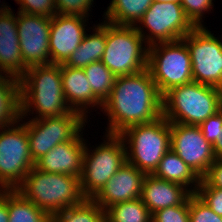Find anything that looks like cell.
<instances>
[{
    "mask_svg": "<svg viewBox=\"0 0 222 222\" xmlns=\"http://www.w3.org/2000/svg\"><path fill=\"white\" fill-rule=\"evenodd\" d=\"M163 96L149 70L117 76L101 111L108 116L106 134L119 135L126 128L149 123L162 116Z\"/></svg>",
    "mask_w": 222,
    "mask_h": 222,
    "instance_id": "obj_1",
    "label": "cell"
},
{
    "mask_svg": "<svg viewBox=\"0 0 222 222\" xmlns=\"http://www.w3.org/2000/svg\"><path fill=\"white\" fill-rule=\"evenodd\" d=\"M19 81L20 119H24L29 113L38 114L32 119H39L62 116L74 111L64 97L60 64L29 67Z\"/></svg>",
    "mask_w": 222,
    "mask_h": 222,
    "instance_id": "obj_2",
    "label": "cell"
},
{
    "mask_svg": "<svg viewBox=\"0 0 222 222\" xmlns=\"http://www.w3.org/2000/svg\"><path fill=\"white\" fill-rule=\"evenodd\" d=\"M222 109V89L190 82L163 95L162 115L170 123L199 126Z\"/></svg>",
    "mask_w": 222,
    "mask_h": 222,
    "instance_id": "obj_3",
    "label": "cell"
},
{
    "mask_svg": "<svg viewBox=\"0 0 222 222\" xmlns=\"http://www.w3.org/2000/svg\"><path fill=\"white\" fill-rule=\"evenodd\" d=\"M15 190L50 217L63 209L80 204L85 199L80 189V178L48 173L35 167Z\"/></svg>",
    "mask_w": 222,
    "mask_h": 222,
    "instance_id": "obj_4",
    "label": "cell"
},
{
    "mask_svg": "<svg viewBox=\"0 0 222 222\" xmlns=\"http://www.w3.org/2000/svg\"><path fill=\"white\" fill-rule=\"evenodd\" d=\"M119 136L125 144L126 162L145 174H153L170 150V122L163 115L155 121L130 126Z\"/></svg>",
    "mask_w": 222,
    "mask_h": 222,
    "instance_id": "obj_5",
    "label": "cell"
},
{
    "mask_svg": "<svg viewBox=\"0 0 222 222\" xmlns=\"http://www.w3.org/2000/svg\"><path fill=\"white\" fill-rule=\"evenodd\" d=\"M148 50L149 45H146L135 26L115 25L106 21V48L101 62L114 75H133L145 70Z\"/></svg>",
    "mask_w": 222,
    "mask_h": 222,
    "instance_id": "obj_6",
    "label": "cell"
},
{
    "mask_svg": "<svg viewBox=\"0 0 222 222\" xmlns=\"http://www.w3.org/2000/svg\"><path fill=\"white\" fill-rule=\"evenodd\" d=\"M99 146H85L80 189L85 199H93L107 181L126 163V148L119 135L105 134ZM92 151V152H91Z\"/></svg>",
    "mask_w": 222,
    "mask_h": 222,
    "instance_id": "obj_7",
    "label": "cell"
},
{
    "mask_svg": "<svg viewBox=\"0 0 222 222\" xmlns=\"http://www.w3.org/2000/svg\"><path fill=\"white\" fill-rule=\"evenodd\" d=\"M147 69L162 96L173 87L193 82L190 53L182 39L150 45Z\"/></svg>",
    "mask_w": 222,
    "mask_h": 222,
    "instance_id": "obj_8",
    "label": "cell"
},
{
    "mask_svg": "<svg viewBox=\"0 0 222 222\" xmlns=\"http://www.w3.org/2000/svg\"><path fill=\"white\" fill-rule=\"evenodd\" d=\"M34 165L29 150L27 129L22 119L1 127L0 186L5 190L16 189Z\"/></svg>",
    "mask_w": 222,
    "mask_h": 222,
    "instance_id": "obj_9",
    "label": "cell"
},
{
    "mask_svg": "<svg viewBox=\"0 0 222 222\" xmlns=\"http://www.w3.org/2000/svg\"><path fill=\"white\" fill-rule=\"evenodd\" d=\"M87 120L82 113L70 111L62 116L24 121L34 163L57 144L74 140L84 130Z\"/></svg>",
    "mask_w": 222,
    "mask_h": 222,
    "instance_id": "obj_10",
    "label": "cell"
},
{
    "mask_svg": "<svg viewBox=\"0 0 222 222\" xmlns=\"http://www.w3.org/2000/svg\"><path fill=\"white\" fill-rule=\"evenodd\" d=\"M143 27L148 30L149 34L144 31ZM195 27L186 16L181 3L155 0L135 25L136 30L149 46L160 42L181 40Z\"/></svg>",
    "mask_w": 222,
    "mask_h": 222,
    "instance_id": "obj_11",
    "label": "cell"
},
{
    "mask_svg": "<svg viewBox=\"0 0 222 222\" xmlns=\"http://www.w3.org/2000/svg\"><path fill=\"white\" fill-rule=\"evenodd\" d=\"M182 40L190 53L193 81L222 89V40L205 26L195 27Z\"/></svg>",
    "mask_w": 222,
    "mask_h": 222,
    "instance_id": "obj_12",
    "label": "cell"
},
{
    "mask_svg": "<svg viewBox=\"0 0 222 222\" xmlns=\"http://www.w3.org/2000/svg\"><path fill=\"white\" fill-rule=\"evenodd\" d=\"M170 134V149L202 178L217 158L213 145L204 138L200 127L170 123Z\"/></svg>",
    "mask_w": 222,
    "mask_h": 222,
    "instance_id": "obj_13",
    "label": "cell"
},
{
    "mask_svg": "<svg viewBox=\"0 0 222 222\" xmlns=\"http://www.w3.org/2000/svg\"><path fill=\"white\" fill-rule=\"evenodd\" d=\"M51 18L17 12V31L23 57V74L29 67L50 64Z\"/></svg>",
    "mask_w": 222,
    "mask_h": 222,
    "instance_id": "obj_14",
    "label": "cell"
},
{
    "mask_svg": "<svg viewBox=\"0 0 222 222\" xmlns=\"http://www.w3.org/2000/svg\"><path fill=\"white\" fill-rule=\"evenodd\" d=\"M87 20L89 19L80 15L55 14L51 18L50 63L64 64L68 60L86 35Z\"/></svg>",
    "mask_w": 222,
    "mask_h": 222,
    "instance_id": "obj_15",
    "label": "cell"
},
{
    "mask_svg": "<svg viewBox=\"0 0 222 222\" xmlns=\"http://www.w3.org/2000/svg\"><path fill=\"white\" fill-rule=\"evenodd\" d=\"M145 176L136 166L126 162L93 200L106 211L115 204L138 199Z\"/></svg>",
    "mask_w": 222,
    "mask_h": 222,
    "instance_id": "obj_16",
    "label": "cell"
},
{
    "mask_svg": "<svg viewBox=\"0 0 222 222\" xmlns=\"http://www.w3.org/2000/svg\"><path fill=\"white\" fill-rule=\"evenodd\" d=\"M81 132L74 140L57 144L35 162L40 171L81 178L86 140Z\"/></svg>",
    "mask_w": 222,
    "mask_h": 222,
    "instance_id": "obj_17",
    "label": "cell"
},
{
    "mask_svg": "<svg viewBox=\"0 0 222 222\" xmlns=\"http://www.w3.org/2000/svg\"><path fill=\"white\" fill-rule=\"evenodd\" d=\"M60 70L64 97L72 110L88 118L87 114H90L88 108L103 107V102L92 92L83 68L60 64Z\"/></svg>",
    "mask_w": 222,
    "mask_h": 222,
    "instance_id": "obj_18",
    "label": "cell"
},
{
    "mask_svg": "<svg viewBox=\"0 0 222 222\" xmlns=\"http://www.w3.org/2000/svg\"><path fill=\"white\" fill-rule=\"evenodd\" d=\"M8 9L0 13V74L20 78L23 75V57L17 31V16Z\"/></svg>",
    "mask_w": 222,
    "mask_h": 222,
    "instance_id": "obj_19",
    "label": "cell"
},
{
    "mask_svg": "<svg viewBox=\"0 0 222 222\" xmlns=\"http://www.w3.org/2000/svg\"><path fill=\"white\" fill-rule=\"evenodd\" d=\"M192 193L183 185L146 174L141 200L153 214L157 210L181 205Z\"/></svg>",
    "mask_w": 222,
    "mask_h": 222,
    "instance_id": "obj_20",
    "label": "cell"
},
{
    "mask_svg": "<svg viewBox=\"0 0 222 222\" xmlns=\"http://www.w3.org/2000/svg\"><path fill=\"white\" fill-rule=\"evenodd\" d=\"M153 175L166 181L181 184L191 193H196L201 180L171 149L165 153Z\"/></svg>",
    "mask_w": 222,
    "mask_h": 222,
    "instance_id": "obj_21",
    "label": "cell"
},
{
    "mask_svg": "<svg viewBox=\"0 0 222 222\" xmlns=\"http://www.w3.org/2000/svg\"><path fill=\"white\" fill-rule=\"evenodd\" d=\"M95 27V28H94ZM93 33H86L78 48L64 63L73 68H84L88 64L101 61L106 48V21L93 26Z\"/></svg>",
    "mask_w": 222,
    "mask_h": 222,
    "instance_id": "obj_22",
    "label": "cell"
},
{
    "mask_svg": "<svg viewBox=\"0 0 222 222\" xmlns=\"http://www.w3.org/2000/svg\"><path fill=\"white\" fill-rule=\"evenodd\" d=\"M20 118V81L8 74H0V128Z\"/></svg>",
    "mask_w": 222,
    "mask_h": 222,
    "instance_id": "obj_23",
    "label": "cell"
},
{
    "mask_svg": "<svg viewBox=\"0 0 222 222\" xmlns=\"http://www.w3.org/2000/svg\"><path fill=\"white\" fill-rule=\"evenodd\" d=\"M152 3L153 0H111L103 16L115 25L135 26Z\"/></svg>",
    "mask_w": 222,
    "mask_h": 222,
    "instance_id": "obj_24",
    "label": "cell"
},
{
    "mask_svg": "<svg viewBox=\"0 0 222 222\" xmlns=\"http://www.w3.org/2000/svg\"><path fill=\"white\" fill-rule=\"evenodd\" d=\"M8 222H51V217L26 200L18 191L8 190Z\"/></svg>",
    "mask_w": 222,
    "mask_h": 222,
    "instance_id": "obj_25",
    "label": "cell"
},
{
    "mask_svg": "<svg viewBox=\"0 0 222 222\" xmlns=\"http://www.w3.org/2000/svg\"><path fill=\"white\" fill-rule=\"evenodd\" d=\"M106 212L93 199L68 207L51 217V222H105Z\"/></svg>",
    "mask_w": 222,
    "mask_h": 222,
    "instance_id": "obj_26",
    "label": "cell"
},
{
    "mask_svg": "<svg viewBox=\"0 0 222 222\" xmlns=\"http://www.w3.org/2000/svg\"><path fill=\"white\" fill-rule=\"evenodd\" d=\"M105 212L108 222H152V214L141 198L115 204Z\"/></svg>",
    "mask_w": 222,
    "mask_h": 222,
    "instance_id": "obj_27",
    "label": "cell"
},
{
    "mask_svg": "<svg viewBox=\"0 0 222 222\" xmlns=\"http://www.w3.org/2000/svg\"><path fill=\"white\" fill-rule=\"evenodd\" d=\"M83 70L91 85L92 92L104 102L110 96L117 76L101 61L88 64Z\"/></svg>",
    "mask_w": 222,
    "mask_h": 222,
    "instance_id": "obj_28",
    "label": "cell"
},
{
    "mask_svg": "<svg viewBox=\"0 0 222 222\" xmlns=\"http://www.w3.org/2000/svg\"><path fill=\"white\" fill-rule=\"evenodd\" d=\"M189 222H222V217L192 193L189 196Z\"/></svg>",
    "mask_w": 222,
    "mask_h": 222,
    "instance_id": "obj_29",
    "label": "cell"
},
{
    "mask_svg": "<svg viewBox=\"0 0 222 222\" xmlns=\"http://www.w3.org/2000/svg\"><path fill=\"white\" fill-rule=\"evenodd\" d=\"M152 222H189V197L181 205L157 210Z\"/></svg>",
    "mask_w": 222,
    "mask_h": 222,
    "instance_id": "obj_30",
    "label": "cell"
},
{
    "mask_svg": "<svg viewBox=\"0 0 222 222\" xmlns=\"http://www.w3.org/2000/svg\"><path fill=\"white\" fill-rule=\"evenodd\" d=\"M212 1L213 0H181V5L190 21L196 27H202L204 26L202 24L204 13H208V11L211 12L213 8L214 3Z\"/></svg>",
    "mask_w": 222,
    "mask_h": 222,
    "instance_id": "obj_31",
    "label": "cell"
},
{
    "mask_svg": "<svg viewBox=\"0 0 222 222\" xmlns=\"http://www.w3.org/2000/svg\"><path fill=\"white\" fill-rule=\"evenodd\" d=\"M93 2L94 0H54V5L56 14L80 15L89 18Z\"/></svg>",
    "mask_w": 222,
    "mask_h": 222,
    "instance_id": "obj_32",
    "label": "cell"
},
{
    "mask_svg": "<svg viewBox=\"0 0 222 222\" xmlns=\"http://www.w3.org/2000/svg\"><path fill=\"white\" fill-rule=\"evenodd\" d=\"M212 211L222 217V188L210 187L202 178L195 193Z\"/></svg>",
    "mask_w": 222,
    "mask_h": 222,
    "instance_id": "obj_33",
    "label": "cell"
},
{
    "mask_svg": "<svg viewBox=\"0 0 222 222\" xmlns=\"http://www.w3.org/2000/svg\"><path fill=\"white\" fill-rule=\"evenodd\" d=\"M20 4L18 12L53 17L56 14L54 0H14Z\"/></svg>",
    "mask_w": 222,
    "mask_h": 222,
    "instance_id": "obj_34",
    "label": "cell"
},
{
    "mask_svg": "<svg viewBox=\"0 0 222 222\" xmlns=\"http://www.w3.org/2000/svg\"><path fill=\"white\" fill-rule=\"evenodd\" d=\"M199 127L204 138L213 145L219 139L222 130V109L206 119Z\"/></svg>",
    "mask_w": 222,
    "mask_h": 222,
    "instance_id": "obj_35",
    "label": "cell"
},
{
    "mask_svg": "<svg viewBox=\"0 0 222 222\" xmlns=\"http://www.w3.org/2000/svg\"><path fill=\"white\" fill-rule=\"evenodd\" d=\"M202 179L210 186L222 188V158H217Z\"/></svg>",
    "mask_w": 222,
    "mask_h": 222,
    "instance_id": "obj_36",
    "label": "cell"
},
{
    "mask_svg": "<svg viewBox=\"0 0 222 222\" xmlns=\"http://www.w3.org/2000/svg\"><path fill=\"white\" fill-rule=\"evenodd\" d=\"M8 190L0 195V222H8Z\"/></svg>",
    "mask_w": 222,
    "mask_h": 222,
    "instance_id": "obj_37",
    "label": "cell"
},
{
    "mask_svg": "<svg viewBox=\"0 0 222 222\" xmlns=\"http://www.w3.org/2000/svg\"><path fill=\"white\" fill-rule=\"evenodd\" d=\"M213 151L216 158H222V130H220L219 139L213 144Z\"/></svg>",
    "mask_w": 222,
    "mask_h": 222,
    "instance_id": "obj_38",
    "label": "cell"
},
{
    "mask_svg": "<svg viewBox=\"0 0 222 222\" xmlns=\"http://www.w3.org/2000/svg\"><path fill=\"white\" fill-rule=\"evenodd\" d=\"M4 4H1V6H0V13L6 11L8 9H11V7L6 5V3H4Z\"/></svg>",
    "mask_w": 222,
    "mask_h": 222,
    "instance_id": "obj_39",
    "label": "cell"
},
{
    "mask_svg": "<svg viewBox=\"0 0 222 222\" xmlns=\"http://www.w3.org/2000/svg\"><path fill=\"white\" fill-rule=\"evenodd\" d=\"M158 2H174V3H181V0H155Z\"/></svg>",
    "mask_w": 222,
    "mask_h": 222,
    "instance_id": "obj_40",
    "label": "cell"
},
{
    "mask_svg": "<svg viewBox=\"0 0 222 222\" xmlns=\"http://www.w3.org/2000/svg\"><path fill=\"white\" fill-rule=\"evenodd\" d=\"M4 191H5V189H4L2 186H0V195H1Z\"/></svg>",
    "mask_w": 222,
    "mask_h": 222,
    "instance_id": "obj_41",
    "label": "cell"
}]
</instances>
